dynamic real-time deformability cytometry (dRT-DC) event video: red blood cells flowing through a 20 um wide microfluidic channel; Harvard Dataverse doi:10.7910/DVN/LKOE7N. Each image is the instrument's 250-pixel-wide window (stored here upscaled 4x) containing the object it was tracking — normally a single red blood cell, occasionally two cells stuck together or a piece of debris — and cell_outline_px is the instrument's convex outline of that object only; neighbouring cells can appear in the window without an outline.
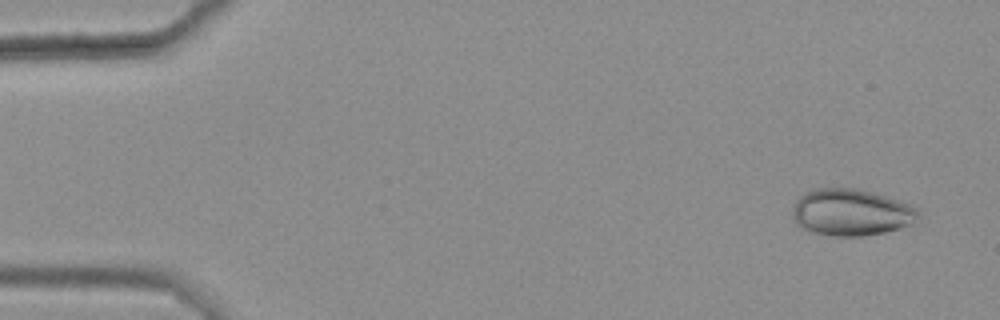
{"species": "common noctule bat (a hibernating species)", "species_latin": "Nyctalus noctula", "temperature_condition": "warm", "stored_images_in_passage": 6, "camera_frame_rate_fps": 3000, "um_per_image_px": 0.085, "animal": {"sex": "female", "body_mass_g": 25.1}, "frame": {"image": 1, "passage_image": 1, "time_ms": 0.0, "image_size_px": [1000, 320], "cell_outline_px": [[920, 216], [916, 224], [884, 232], [860, 236], [832, 236], [812, 232], [800, 228], [796, 224], [792, 216], [792, 208], [796, 200], [800, 196], [812, 188], [860, 188], [900, 200], [916, 208], [920, 212]], "centroid_in_image_um": [72.36, 18.05], "position_along_channel_um": 12.6, "area_um2": 34.85}}
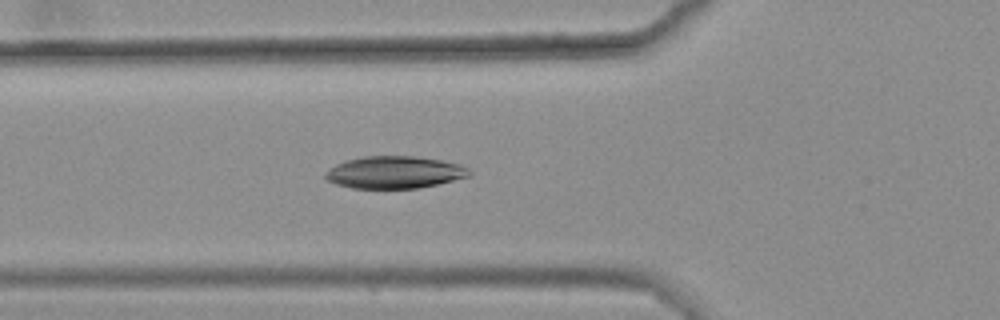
{"frame": {"image": 2, "passage_image": 6, "time_ms": 1.667, "image_size_px": [1000, 320], "cell_outline_px": [[472, 172], [468, 176], [420, 188], [352, 188], [336, 184], [328, 180], [324, 176], [324, 172], [336, 164], [348, 160], [364, 156], [416, 156], [440, 160], [460, 164], [468, 168]], "centroid_in_image_um": [33.52, 14.64], "position_along_channel_um": 92.3, "area_um2": 26.88}}